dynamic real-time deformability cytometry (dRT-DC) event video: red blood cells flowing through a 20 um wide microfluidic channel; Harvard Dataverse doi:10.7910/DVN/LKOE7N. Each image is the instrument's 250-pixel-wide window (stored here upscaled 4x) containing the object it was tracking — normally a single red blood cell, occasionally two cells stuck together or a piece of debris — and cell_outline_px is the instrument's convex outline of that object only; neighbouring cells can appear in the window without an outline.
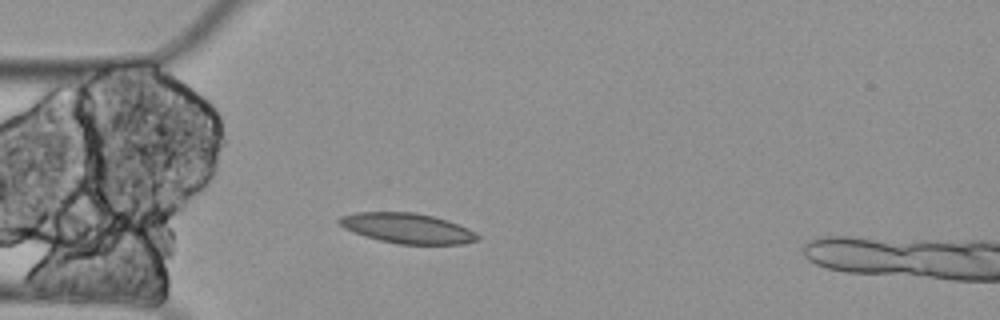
{"species": "Egyptian fruit bat (a non-hibernating species)", "species_latin": "Rousettus aegyptiacus", "temperature_condition": "cold", "stored_images_in_passage": 1, "camera_frame_rate_fps": 3000, "um_per_image_px": 0.085, "animal": {"sex": "female"}, "frame": {"image": 1, "passage_image": 1, "time_ms": 0.0, "image_size_px": [1000, 320], "cell_outline_px": [[480, 240], [460, 244], [400, 244], [380, 240], [364, 236], [352, 232], [344, 228], [336, 220], [340, 216], [356, 212], [412, 212], [432, 216], [448, 220], [468, 228], [476, 232], [480, 236]], "centroid_in_image_um": [34.62, 19.4], "position_along_channel_um": 50.4, "area_um2": 24.39}}